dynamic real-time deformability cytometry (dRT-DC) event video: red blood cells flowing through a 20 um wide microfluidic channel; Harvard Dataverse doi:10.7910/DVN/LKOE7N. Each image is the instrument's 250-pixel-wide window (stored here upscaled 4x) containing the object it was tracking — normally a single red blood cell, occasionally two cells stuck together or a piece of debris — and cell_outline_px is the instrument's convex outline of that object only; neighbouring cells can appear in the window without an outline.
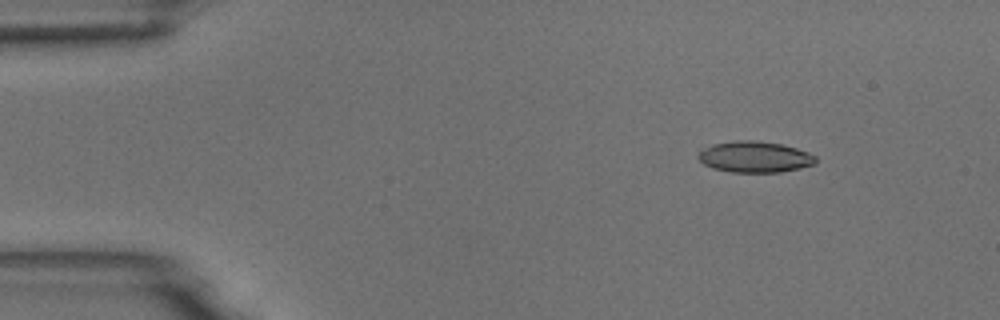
{"species": "common noctule bat (a hibernating species)", "species_latin": "Nyctalus noctula", "temperature_condition": "room temperature", "stored_images_in_passage": 12, "camera_frame_rate_fps": 3000, "um_per_image_px": 0.085, "animal": {"sex": "male", "body_mass_g": 18.8}, "frame": {"image": 1, "passage_image": 1, "time_ms": 0.0, "image_size_px": [1000, 320], "cell_outline_px": [[816, 164], [800, 168], [780, 172], [732, 172], [712, 168], [704, 164], [696, 156], [700, 148], [712, 144], [736, 140], [756, 140], [780, 144], [796, 148], [808, 152], [816, 156]], "centroid_in_image_um": [64.12, 13.33], "position_along_channel_um": 20.9, "area_um2": 21.5}}
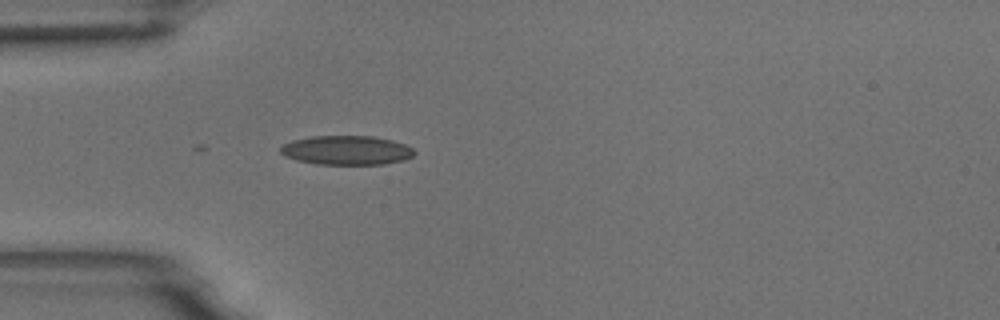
{"frame": {"image": 2, "passage_image": 10, "time_ms": 3.0, "image_size_px": [1000, 320], "cell_outline_px": [[416, 152], [412, 156], [404, 160], [384, 164], [316, 164], [296, 160], [284, 156], [280, 152], [280, 148], [284, 144], [292, 140], [312, 136], [372, 136], [392, 140], [404, 144], [412, 148]], "centroid_in_image_um": [29.45, 12.77], "position_along_channel_um": 55.6, "area_um2": 22.77}}